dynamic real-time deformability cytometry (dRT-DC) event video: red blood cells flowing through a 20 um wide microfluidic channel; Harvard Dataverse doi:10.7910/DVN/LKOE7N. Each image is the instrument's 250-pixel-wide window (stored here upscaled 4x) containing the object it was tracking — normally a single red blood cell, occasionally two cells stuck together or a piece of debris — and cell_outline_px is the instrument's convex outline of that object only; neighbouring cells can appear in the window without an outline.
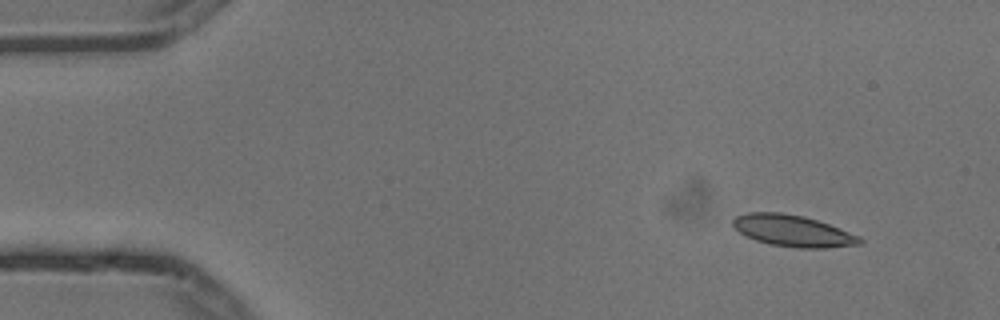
{"species": "common noctule bat (a hibernating species)", "species_latin": "Nyctalus noctula", "temperature_condition": "cold", "stored_images_in_passage": 3, "camera_frame_rate_fps": 3000, "um_per_image_px": 0.085, "animal": {"sex": "male", "body_mass_g": 13.3}, "frame": {"image": 1, "passage_image": 1, "time_ms": 0.0, "image_size_px": [1000, 320], "cell_outline_px": [[864, 244], [828, 248], [796, 248], [772, 244], [756, 240], [740, 232], [732, 224], [732, 220], [736, 216], [748, 212], [780, 212], [804, 216], [828, 224], [860, 236], [864, 240]], "centroid_in_image_um": [67.44, 19.62], "position_along_channel_um": 17.6, "area_um2": 23.24}}
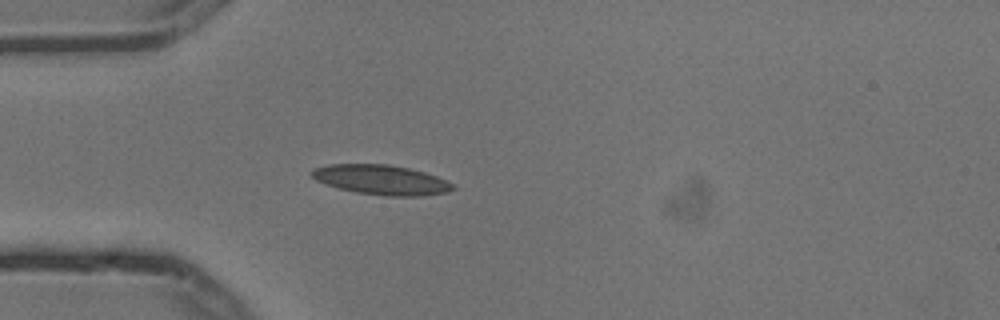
{"frame": {"image": 2, "passage_image": 3, "time_ms": 0.667, "image_size_px": [1000, 320], "cell_outline_px": [[456, 188], [448, 192], [420, 196], [388, 196], [356, 192], [340, 188], [316, 180], [308, 172], [316, 168], [328, 164], [388, 164], [408, 168], [424, 172], [436, 176], [452, 184]], "centroid_in_image_um": [32.41, 15.28], "position_along_channel_um": 52.6, "area_um2": 24.22}}